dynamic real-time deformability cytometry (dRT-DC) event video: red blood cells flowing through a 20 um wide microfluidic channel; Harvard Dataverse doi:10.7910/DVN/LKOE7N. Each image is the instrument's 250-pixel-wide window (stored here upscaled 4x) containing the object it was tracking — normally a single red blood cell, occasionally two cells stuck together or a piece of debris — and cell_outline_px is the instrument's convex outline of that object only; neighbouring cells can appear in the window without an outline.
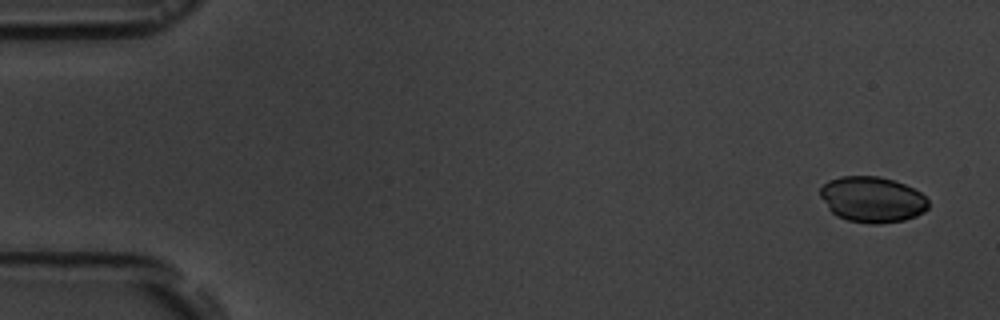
{"species": "common noctule bat (a hibernating species)", "species_latin": "Nyctalus noctula", "temperature_condition": "room temperature", "stored_images_in_passage": 6, "camera_frame_rate_fps": 3000, "um_per_image_px": 0.085, "animal": {"sex": "male", "body_mass_g": 19.5, "forearm_length_mm": 54.6}, "frame": {"image": 1, "passage_image": 1, "time_ms": 0.0, "image_size_px": [1000, 320], "cell_outline_px": [[928, 208], [924, 212], [916, 216], [904, 220], [880, 224], [872, 224], [848, 220], [836, 216], [828, 208], [820, 196], [820, 188], [828, 180], [840, 176], [880, 176], [904, 184], [920, 192], [928, 200]], "centroid_in_image_um": [74.13, 16.96], "position_along_channel_um": 10.9, "area_um2": 28.9}}
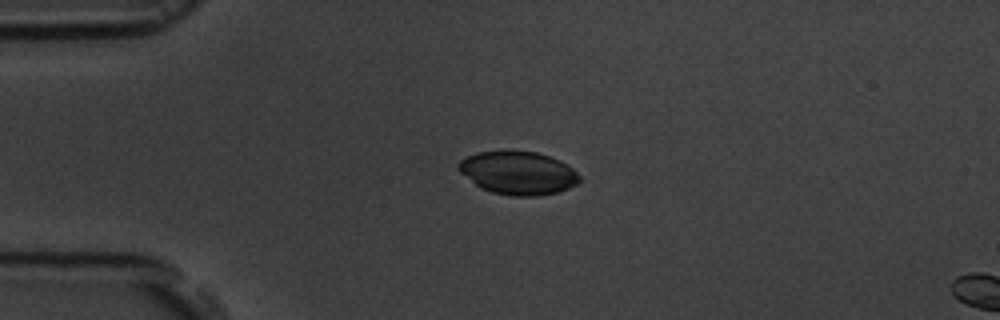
{"frame": {"image": 2, "passage_image": 4, "time_ms": 3.667, "image_size_px": [1000, 320], "cell_outline_px": [[580, 180], [576, 184], [568, 188], [556, 192], [536, 196], [512, 196], [492, 192], [480, 188], [460, 172], [456, 168], [456, 164], [460, 160], [476, 152], [536, 152], [560, 160], [572, 168], [580, 176]], "centroid_in_image_um": [44.02, 14.71], "position_along_channel_um": 41.0, "area_um2": 30.11}}